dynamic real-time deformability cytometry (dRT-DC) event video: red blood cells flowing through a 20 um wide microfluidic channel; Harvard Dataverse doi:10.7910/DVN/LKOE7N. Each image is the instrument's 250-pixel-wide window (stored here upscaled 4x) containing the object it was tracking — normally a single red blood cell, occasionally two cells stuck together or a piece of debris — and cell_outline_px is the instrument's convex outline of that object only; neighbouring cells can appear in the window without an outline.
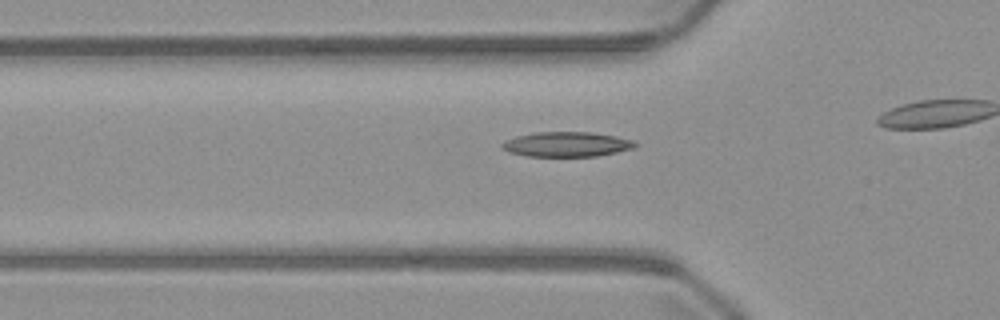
{"species": "common noctule bat (a hibernating species)", "species_latin": "Nyctalus noctula", "temperature_condition": "warm", "stored_images_in_passage": 36, "camera_frame_rate_fps": 3000, "um_per_image_px": 0.085, "animal": {"sex": "male", "body_mass_g": 23.1, "forearm_length_mm": 52.7}, "frame": {"image": 1, "passage_image": 13, "time_ms": 4.0, "image_size_px": [1000, 320], "cell_outline_px": [[640, 144], [636, 148], [596, 156], [528, 156], [508, 152], [500, 148], [500, 144], [504, 140], [516, 136], [536, 132], [592, 132], [616, 136], [636, 140]], "centroid_in_image_um": [48.19, 12.26], "position_along_channel_um": 77.6, "area_um2": 19.59}}
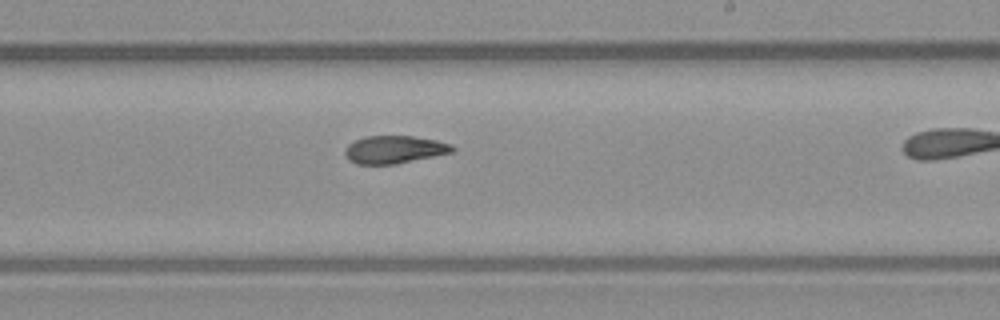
{"frame": {"image": 2, "passage_image": 26, "time_ms": 8.333, "image_size_px": [1000, 320], "cell_outline_px": [[456, 148], [452, 152], [396, 164], [356, 164], [348, 160], [344, 152], [344, 148], [348, 144], [364, 136], [412, 136], [436, 140], [452, 144]], "centroid_in_image_um": [33.49, 12.71], "position_along_channel_um": 255.5, "area_um2": 17.4}}
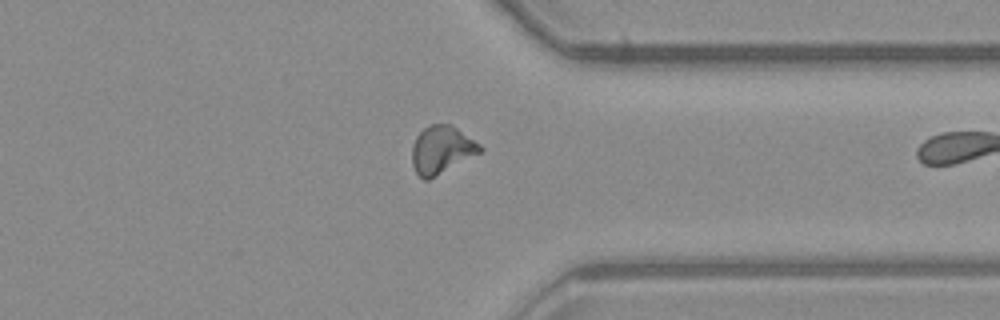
{"frame": {"image": 3, "passage_image": 35, "time_ms": 11.333, "image_size_px": [1000, 320], "cell_outline_px": [[484, 148], [480, 152], [428, 180], [424, 180], [416, 172], [412, 164], [412, 144], [416, 136], [424, 128], [432, 124], [452, 124], [480, 144]], "centroid_in_image_um": [37.52, 12.71], "position_along_channel_um": 373.9, "area_um2": 18.73}}